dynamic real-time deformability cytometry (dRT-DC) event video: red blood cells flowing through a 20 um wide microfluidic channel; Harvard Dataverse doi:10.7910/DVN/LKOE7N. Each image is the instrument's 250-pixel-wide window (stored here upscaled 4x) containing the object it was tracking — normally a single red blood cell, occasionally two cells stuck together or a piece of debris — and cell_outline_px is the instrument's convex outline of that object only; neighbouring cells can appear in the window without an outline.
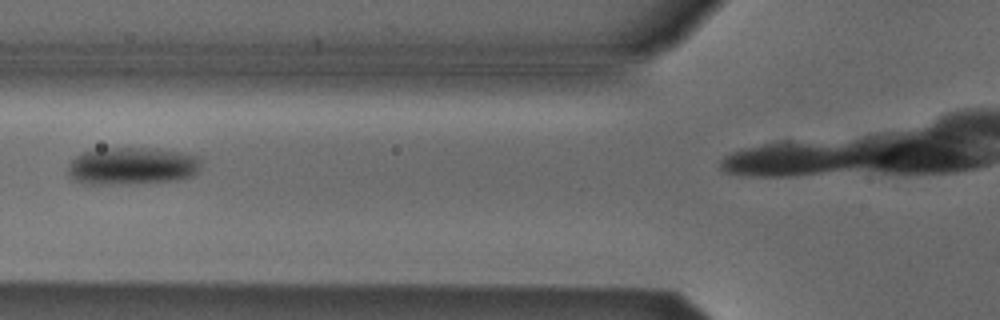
{"species": "Egyptian fruit bat (a non-hibernating species)", "species_latin": "Rousettus aegyptiacus", "temperature_condition": "cold", "stored_images_in_passage": 5, "camera_frame_rate_fps": 3000, "um_per_image_px": 0.085, "animal": {"sex": "male"}, "frame": {"image": 1, "passage_image": 3, "time_ms": 0.667, "image_size_px": [1000, 320], "cell_outline_px": [[204, 160], [200, 168], [192, 176], [176, 180], [128, 184], [84, 184], [72, 180], [68, 172], [68, 164], [76, 156], [84, 152], [100, 148], [156, 148], [184, 152], [200, 156]], "centroid_in_image_um": [11.26, 14.1], "position_along_channel_um": 114.5, "area_um2": 29.65}}